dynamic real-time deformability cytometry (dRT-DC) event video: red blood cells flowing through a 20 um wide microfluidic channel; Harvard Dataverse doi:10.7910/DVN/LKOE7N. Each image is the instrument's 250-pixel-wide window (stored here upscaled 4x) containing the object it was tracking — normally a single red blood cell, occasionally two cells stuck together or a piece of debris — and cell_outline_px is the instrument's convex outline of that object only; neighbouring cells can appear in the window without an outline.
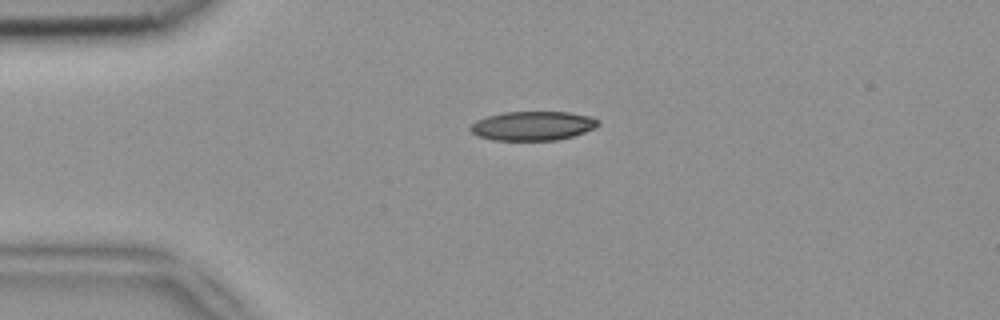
{"species": "common noctule bat (a hibernating species)", "species_latin": "Nyctalus noctula", "temperature_condition": "room temperature", "stored_images_in_passage": 40, "camera_frame_rate_fps": 3000, "um_per_image_px": 0.085, "animal": {"sex": "female", "body_mass_g": 18.4}, "frame": {"image": 1, "passage_image": 1, "time_ms": 0.0, "image_size_px": [1000, 320], "cell_outline_px": [[600, 124], [596, 128], [572, 136], [556, 140], [492, 140], [476, 136], [468, 128], [476, 120], [488, 116], [504, 112], [568, 112], [588, 116], [600, 120]], "centroid_in_image_um": [45.27, 10.7], "position_along_channel_um": 39.7, "area_um2": 21.73}}
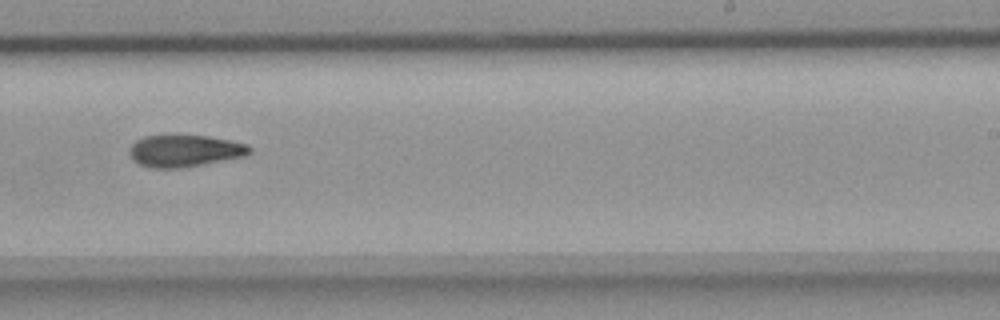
{"frame": {"image": 2, "passage_image": 21, "time_ms": 6.667, "image_size_px": [1000, 320], "cell_outline_px": [[252, 152], [248, 156], [184, 168], [152, 168], [140, 164], [132, 160], [128, 152], [128, 148], [136, 140], [144, 136], [208, 136], [248, 144], [252, 148]], "centroid_in_image_um": [15.72, 12.84], "position_along_channel_um": 273.3, "area_um2": 22.6}}
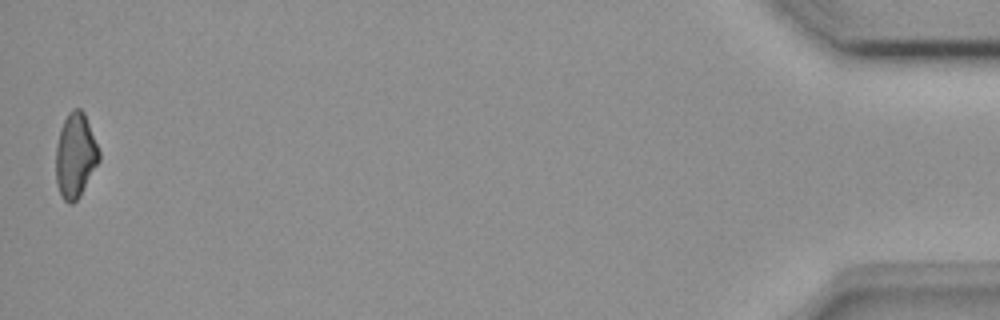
{"frame": {"image": 3, "passage_image": 40, "time_ms": 13.0, "image_size_px": [1000, 320], "cell_outline_px": [[100, 160], [80, 196], [72, 204], [68, 204], [60, 196], [56, 184], [56, 148], [60, 128], [68, 112], [72, 108], [80, 108], [84, 112], [100, 152]], "centroid_in_image_um": [6.4, 13.23], "position_along_channel_um": 428.8, "area_um2": 21.44}}